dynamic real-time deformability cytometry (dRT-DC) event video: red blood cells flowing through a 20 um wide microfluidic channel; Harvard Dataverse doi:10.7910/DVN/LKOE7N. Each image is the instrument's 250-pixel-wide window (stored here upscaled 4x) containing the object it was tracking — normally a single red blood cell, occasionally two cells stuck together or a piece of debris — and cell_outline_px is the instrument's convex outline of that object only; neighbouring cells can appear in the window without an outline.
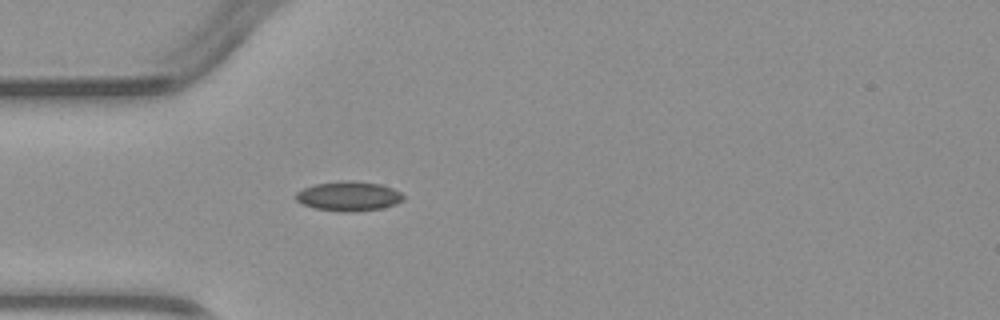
{"species": "common noctule bat (a hibernating species)", "species_latin": "Nyctalus noctula", "temperature_condition": "warm", "stored_images_in_passage": 1, "camera_frame_rate_fps": 3000, "um_per_image_px": 0.085, "animal": {"sex": "male", "body_mass_g": 23.1, "forearm_length_mm": 52.7}, "frame": {"image": 1, "passage_image": 1, "time_ms": 0.0, "image_size_px": [1000, 320], "cell_outline_px": [[404, 200], [396, 204], [380, 208], [316, 208], [304, 204], [296, 200], [296, 192], [304, 188], [316, 184], [344, 180], [352, 180], [380, 184], [392, 188], [400, 192], [404, 196]], "centroid_in_image_um": [29.67, 16.6], "position_along_channel_um": 55.3, "area_um2": 17.34}}